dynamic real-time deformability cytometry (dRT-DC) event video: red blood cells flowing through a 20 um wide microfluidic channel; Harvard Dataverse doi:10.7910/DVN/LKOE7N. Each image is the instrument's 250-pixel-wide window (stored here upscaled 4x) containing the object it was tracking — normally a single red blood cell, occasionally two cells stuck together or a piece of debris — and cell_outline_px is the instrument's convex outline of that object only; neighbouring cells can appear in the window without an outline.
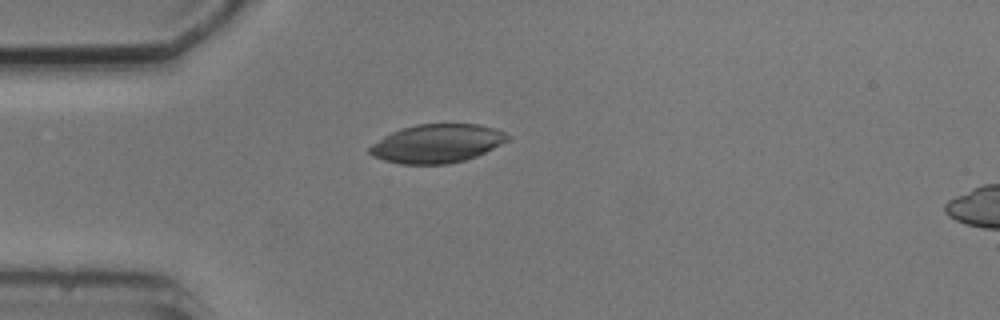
{"species": "common noctule bat (a hibernating species)", "species_latin": "Nyctalus noctula", "temperature_condition": "cold", "stored_images_in_passage": 4, "camera_frame_rate_fps": 3000, "um_per_image_px": 0.085, "animal": {"sex": "male", "body_mass_g": 20.5, "forearm_length_mm": 52.5}, "frame": {"image": 1, "passage_image": 4, "time_ms": 3.667, "image_size_px": [1000, 320], "cell_outline_px": [[512, 136], [508, 140], [476, 156], [464, 160], [448, 164], [400, 164], [384, 160], [372, 156], [368, 152], [368, 148], [372, 144], [384, 136], [400, 128], [416, 124], [480, 124], [504, 132]], "centroid_in_image_um": [37.11, 12.2], "position_along_channel_um": 47.9, "area_um2": 30.92}}